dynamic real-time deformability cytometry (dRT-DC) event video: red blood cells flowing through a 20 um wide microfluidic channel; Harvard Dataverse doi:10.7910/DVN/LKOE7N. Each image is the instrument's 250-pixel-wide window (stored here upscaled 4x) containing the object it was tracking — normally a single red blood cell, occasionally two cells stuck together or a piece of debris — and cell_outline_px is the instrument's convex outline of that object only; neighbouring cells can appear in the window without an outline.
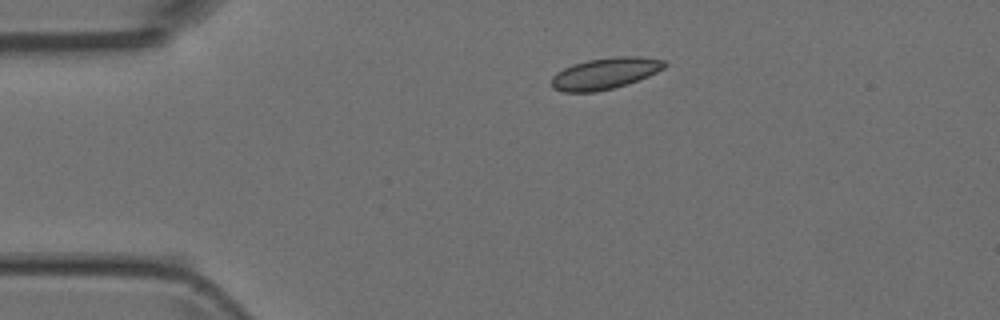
{"species": "Egyptian fruit bat (a non-hibernating species)", "species_latin": "Rousettus aegyptiacus", "temperature_condition": "room temperature", "stored_images_in_passage": 42, "camera_frame_rate_fps": 3000, "um_per_image_px": 0.085, "animal": {"sex": "female"}, "frame": {"image": 1, "passage_image": 1, "time_ms": 0.0, "image_size_px": [1000, 320], "cell_outline_px": [[668, 64], [664, 68], [648, 76], [612, 88], [596, 92], [564, 92], [552, 88], [552, 76], [556, 72], [572, 64], [588, 60], [612, 56], [640, 56], [664, 60]], "centroid_in_image_um": [51.41, 6.23], "position_along_channel_um": 33.6, "area_um2": 20.63}}
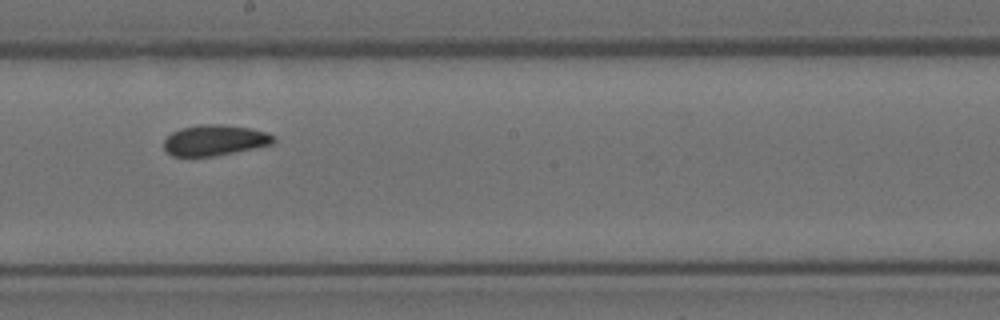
{"frame": {"image": 2, "passage_image": 19, "time_ms": 6.0, "image_size_px": [1000, 320], "cell_outline_px": [[276, 140], [272, 144], [216, 156], [172, 156], [164, 148], [164, 140], [172, 132], [180, 128], [200, 124], [220, 124], [252, 128], [268, 132], [276, 136]], "centroid_in_image_um": [18.28, 11.91], "position_along_channel_um": 229.9, "area_um2": 19.77}}
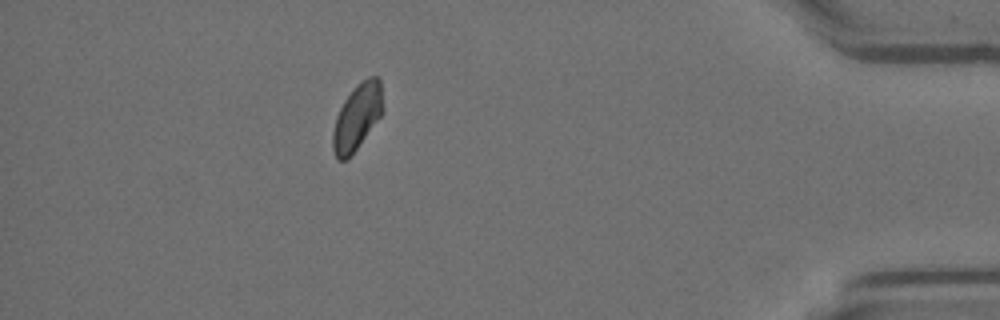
{"frame": {"image": 3, "passage_image": 36, "time_ms": 11.667, "image_size_px": [1000, 320], "cell_outline_px": [[384, 108], [380, 116], [356, 148], [344, 160], [336, 160], [332, 148], [332, 132], [336, 116], [344, 100], [356, 84], [368, 76], [376, 76], [380, 80]], "centroid_in_image_um": [30.34, 9.9], "position_along_channel_um": 404.9, "area_um2": 19.07}}